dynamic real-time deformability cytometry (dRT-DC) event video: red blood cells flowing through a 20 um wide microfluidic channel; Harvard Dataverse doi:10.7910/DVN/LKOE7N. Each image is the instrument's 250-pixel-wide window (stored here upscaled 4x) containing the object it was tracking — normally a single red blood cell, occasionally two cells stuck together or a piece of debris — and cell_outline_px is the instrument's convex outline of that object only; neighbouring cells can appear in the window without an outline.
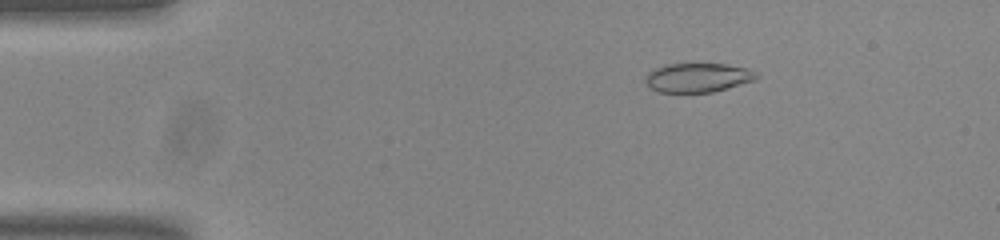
{"species": "common noctule bat (a hibernating species)", "species_latin": "Nyctalus noctula", "temperature_condition": "room temperature", "stored_images_in_passage": 54, "camera_frame_rate_fps": 3000, "um_per_image_px": 0.085, "animal": {"sex": "male", "body_mass_g": 20.0, "forearm_length_mm": 53.3}, "frame": {"image": 1, "passage_image": 9, "time_ms": 2.667, "image_size_px": [1000, 240], "cell_outline_px": [[760, 76], [756, 80], [712, 92], [660, 92], [652, 88], [644, 80], [648, 72], [652, 68], [664, 64], [728, 64], [748, 68], [756, 72]], "centroid_in_image_um": [59.33, 6.58], "position_along_channel_um": 25.7, "area_um2": 18.96}}
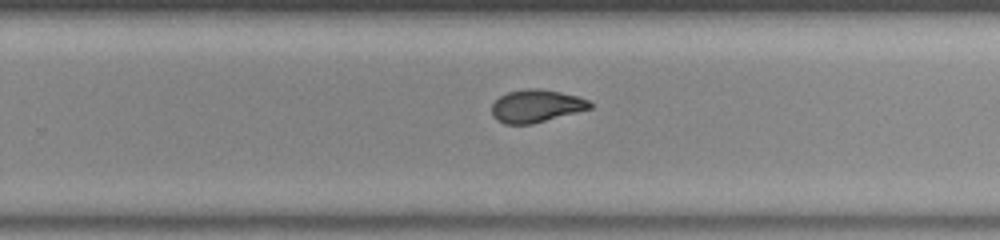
{"frame": {"image": 2, "passage_image": 35, "time_ms": 11.333, "image_size_px": [1000, 240], "cell_outline_px": [[592, 108], [532, 124], [504, 124], [496, 120], [492, 116], [492, 104], [500, 96], [508, 92], [528, 88], [540, 88], [560, 92], [576, 96], [588, 100], [592, 104]], "centroid_in_image_um": [45.55, 9.01], "position_along_channel_um": 284.2, "area_um2": 18.67}}
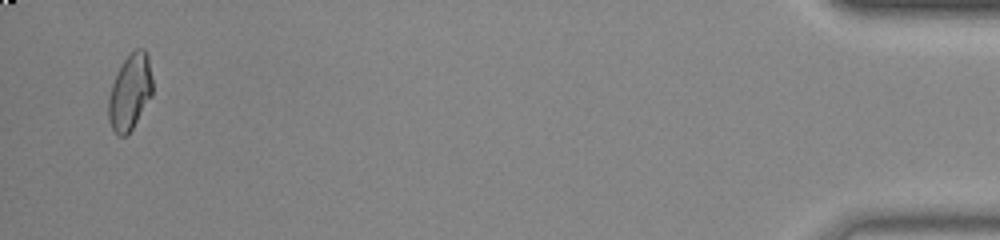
{"frame": {"image": 3, "passage_image": 53, "time_ms": 17.333, "image_size_px": [1000, 240], "cell_outline_px": [[152, 96], [132, 128], [124, 136], [120, 136], [112, 128], [108, 116], [108, 100], [112, 84], [124, 60], [136, 48], [144, 48], [148, 56], [152, 76]], "centroid_in_image_um": [11.07, 7.81], "position_along_channel_um": 424.1, "area_um2": 19.13}, "authors_computed_cell_mechanics": {"area_um2": 19.4497, "velocity_mm_per_s": 3.7683, "shape_relaxation_time_tau1_ms": null, "shape_relaxation_time_tau2_ms": 1.4386, "deformation_change_tau1": null, "deformation_change_tau2": 0.0523}}